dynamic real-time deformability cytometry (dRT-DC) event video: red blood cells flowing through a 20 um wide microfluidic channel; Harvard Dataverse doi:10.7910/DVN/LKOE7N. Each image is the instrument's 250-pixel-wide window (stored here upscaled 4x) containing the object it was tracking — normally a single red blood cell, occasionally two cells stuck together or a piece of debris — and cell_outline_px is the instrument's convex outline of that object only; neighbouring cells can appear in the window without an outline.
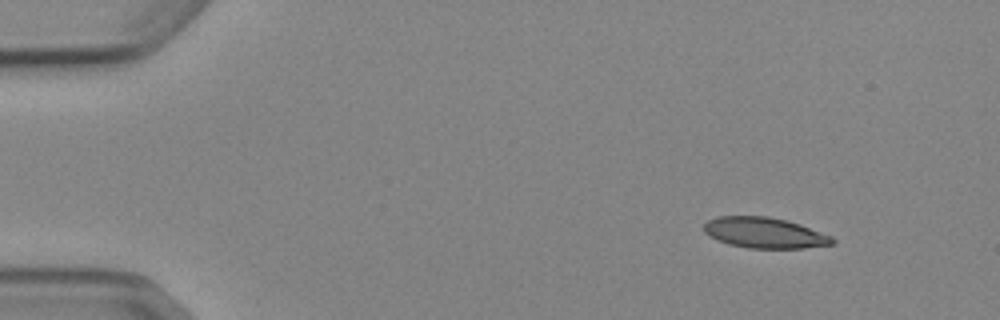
{"species": "Egyptian fruit bat (a non-hibernating species)", "species_latin": "Rousettus aegyptiacus", "temperature_condition": "cold", "stored_images_in_passage": 7, "camera_frame_rate_fps": 3000, "um_per_image_px": 0.085, "animal": {"sex": "female"}, "frame": {"image": 1, "passage_image": 1, "time_ms": 0.0, "image_size_px": [1000, 320], "cell_outline_px": [[836, 244], [804, 248], [748, 248], [728, 244], [716, 240], [708, 236], [704, 232], [704, 224], [708, 220], [716, 216], [768, 216], [788, 220], [800, 224], [832, 236], [836, 240]], "centroid_in_image_um": [64.99, 19.79], "position_along_channel_um": 20.0, "area_um2": 23.29}}
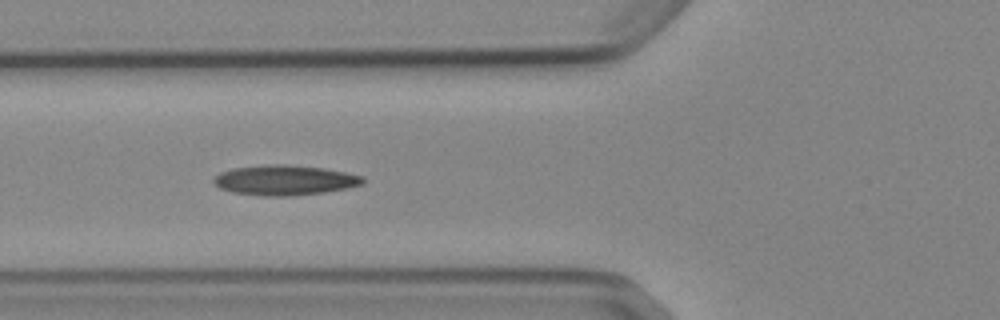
{"frame": {"image": 2, "passage_image": 5, "time_ms": 4.667, "image_size_px": [1000, 320], "cell_outline_px": [[364, 184], [348, 188], [324, 192], [292, 196], [264, 196], [232, 192], [220, 188], [212, 180], [220, 172], [232, 168], [268, 164], [284, 164], [324, 168], [364, 176]], "centroid_in_image_um": [24.21, 15.31], "position_along_channel_um": 101.6, "area_um2": 26.18}}